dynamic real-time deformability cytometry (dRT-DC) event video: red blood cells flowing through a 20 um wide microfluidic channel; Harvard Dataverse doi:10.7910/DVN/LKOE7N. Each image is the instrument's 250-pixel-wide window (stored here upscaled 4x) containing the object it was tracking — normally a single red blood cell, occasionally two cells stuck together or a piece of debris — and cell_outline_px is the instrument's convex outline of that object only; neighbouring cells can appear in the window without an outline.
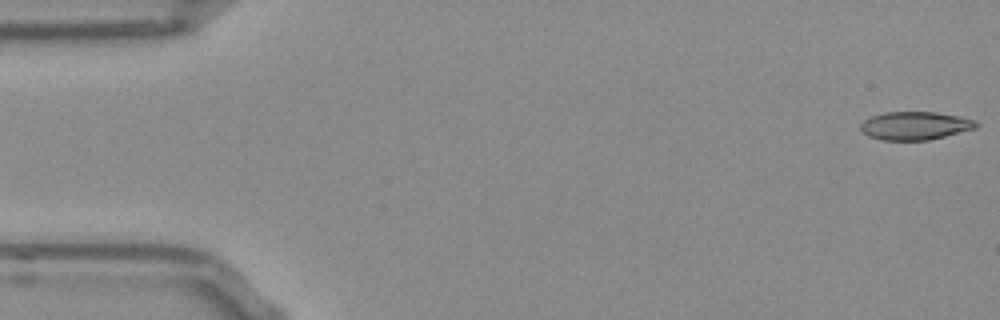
{"species": "Egyptian fruit bat (a non-hibernating species)", "species_latin": "Rousettus aegyptiacus", "temperature_condition": "room temperature", "stored_images_in_passage": 13, "camera_frame_rate_fps": 3000, "um_per_image_px": 0.085, "frame": {"image": 1, "passage_image": 1, "time_ms": 0.0, "image_size_px": [1000, 320], "cell_outline_px": [[980, 124], [976, 128], [928, 140], [880, 140], [868, 136], [860, 132], [860, 124], [864, 120], [872, 116], [884, 112], [936, 112], [960, 116], [976, 120]], "centroid_in_image_um": [77.76, 10.68], "position_along_channel_um": 7.2, "area_um2": 19.13}}